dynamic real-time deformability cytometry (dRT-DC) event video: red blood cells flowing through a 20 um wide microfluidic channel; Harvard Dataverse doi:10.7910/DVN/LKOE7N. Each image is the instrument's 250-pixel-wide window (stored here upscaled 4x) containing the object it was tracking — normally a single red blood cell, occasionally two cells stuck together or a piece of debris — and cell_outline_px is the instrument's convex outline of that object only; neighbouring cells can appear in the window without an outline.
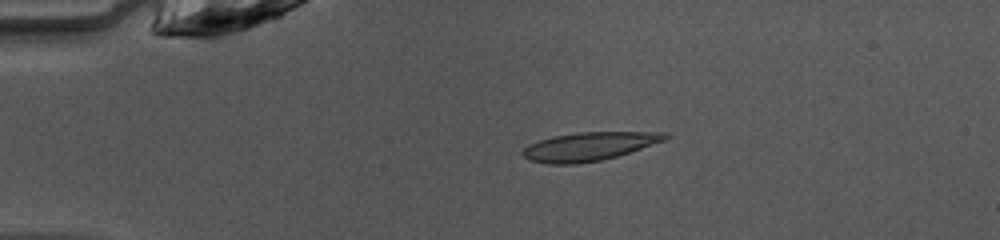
{"species": "common noctule bat (a hibernating species)", "species_latin": "Nyctalus noctula", "temperature_condition": "warm", "stored_images_in_passage": 39, "camera_frame_rate_fps": 3000, "um_per_image_px": 0.085, "animal": {"sex": "female", "body_mass_g": 10.0, "forearm_length_mm": 53.1}, "frame": {"image": 1, "passage_image": 1, "time_ms": 0.0, "image_size_px": [1000, 240], "cell_outline_px": [[672, 136], [664, 140], [616, 156], [600, 160], [576, 164], [548, 164], [528, 160], [520, 152], [528, 144], [552, 136], [576, 132], [668, 132]], "centroid_in_image_um": [50.03, 12.44], "position_along_channel_um": 35.0, "area_um2": 23.58}}
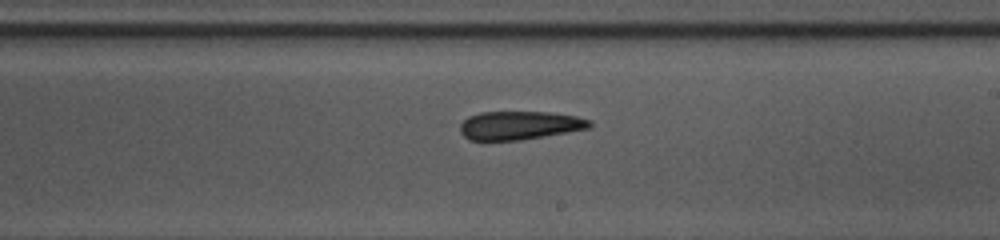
{"frame": {"image": 2, "passage_image": 19, "time_ms": 6.0, "image_size_px": [1000, 240], "cell_outline_px": [[592, 124], [588, 128], [544, 136], [520, 140], [468, 140], [460, 132], [460, 124], [468, 116], [480, 112], [548, 112], [576, 116], [592, 120]], "centroid_in_image_um": [44.14, 10.65], "position_along_channel_um": 244.9, "area_um2": 21.44}}
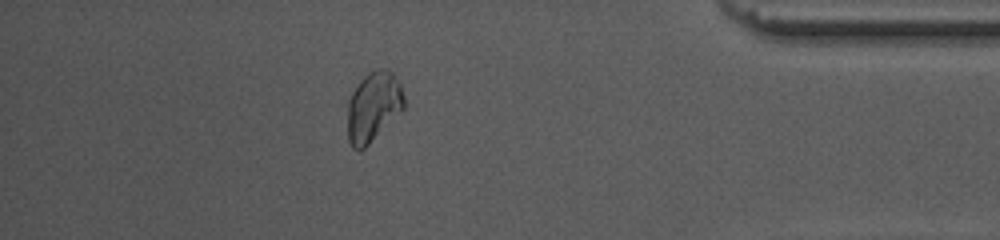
{"frame": {"image": 3, "passage_image": 33, "time_ms": 10.667, "image_size_px": [1000, 240], "cell_outline_px": [[404, 108], [364, 148], [352, 148], [348, 140], [348, 100], [352, 92], [360, 80], [368, 72], [376, 68], [388, 68], [392, 72], [400, 84], [404, 96]], "centroid_in_image_um": [31.73, 9.01], "position_along_channel_um": 403.5, "area_um2": 22.77}}